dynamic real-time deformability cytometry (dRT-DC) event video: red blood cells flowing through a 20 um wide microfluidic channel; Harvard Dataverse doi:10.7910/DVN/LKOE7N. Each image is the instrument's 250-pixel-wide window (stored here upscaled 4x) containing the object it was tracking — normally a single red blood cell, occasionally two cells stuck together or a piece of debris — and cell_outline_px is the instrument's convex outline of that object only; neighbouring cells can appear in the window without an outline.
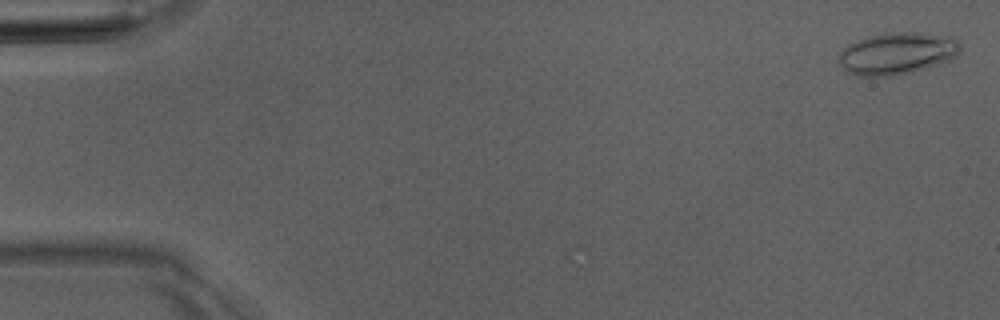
{"species": "Egyptian fruit bat (a non-hibernating species)", "species_latin": "Rousettus aegyptiacus", "temperature_condition": "room temperature", "stored_images_in_passage": 6, "camera_frame_rate_fps": 3000, "um_per_image_px": 0.085, "animal": {"sex": "male"}, "frame": {"image": 1, "passage_image": 1, "time_ms": 0.0, "image_size_px": [1000, 320], "cell_outline_px": [[960, 52], [956, 56], [940, 64], [912, 72], [892, 76], [856, 76], [848, 72], [836, 60], [836, 56], [848, 44], [856, 40], [872, 36], [900, 32], [916, 32], [956, 36], [960, 40]], "centroid_in_image_um": [76.28, 4.54], "position_along_channel_um": 8.7, "area_um2": 30.06}}